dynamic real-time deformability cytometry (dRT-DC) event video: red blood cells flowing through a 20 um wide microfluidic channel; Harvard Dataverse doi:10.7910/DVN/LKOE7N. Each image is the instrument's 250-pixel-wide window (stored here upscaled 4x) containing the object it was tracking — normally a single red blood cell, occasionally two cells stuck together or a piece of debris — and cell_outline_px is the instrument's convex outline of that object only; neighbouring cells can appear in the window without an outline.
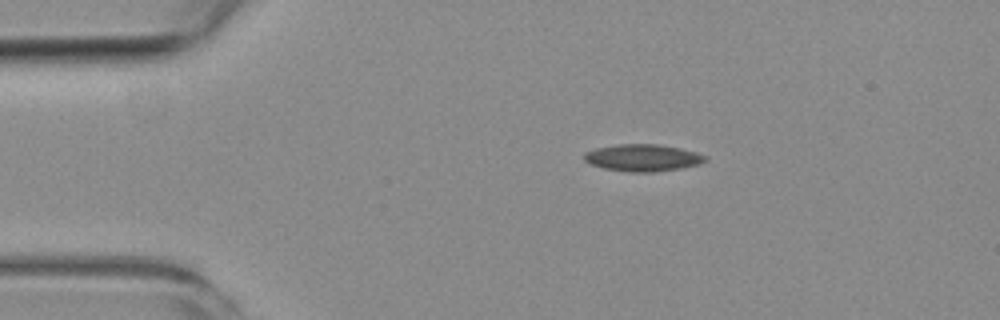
{"species": "common noctule bat (a hibernating species)", "species_latin": "Nyctalus noctula", "temperature_condition": "room temperature", "stored_images_in_passage": 6, "camera_frame_rate_fps": 3000, "um_per_image_px": 0.085, "animal": {"sex": "female", "body_mass_g": 19.3, "forearm_length_mm": 54.1}, "frame": {"image": 1, "passage_image": 2, "time_ms": 1.333, "image_size_px": [1000, 320], "cell_outline_px": [[708, 160], [700, 164], [680, 168], [652, 172], [628, 172], [604, 168], [592, 164], [584, 160], [584, 152], [596, 148], [620, 144], [660, 144], [680, 148], [696, 152], [708, 156]], "centroid_in_image_um": [54.67, 13.4], "position_along_channel_um": 30.3, "area_um2": 19.07}}
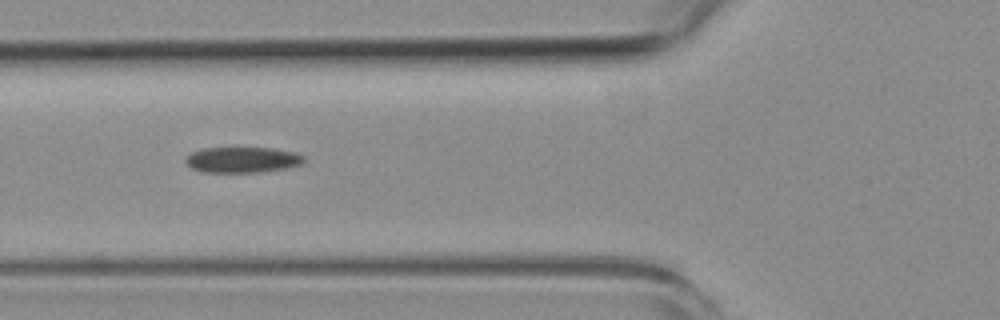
{"frame": {"image": 2, "passage_image": 5, "time_ms": 4.667, "image_size_px": [1000, 320], "cell_outline_px": [[304, 160], [300, 164], [288, 168], [260, 172], [200, 172], [192, 168], [184, 160], [192, 152], [200, 148], [272, 148], [292, 152], [304, 156]], "centroid_in_image_um": [20.58, 13.58], "position_along_channel_um": 105.2, "area_um2": 17.63}}
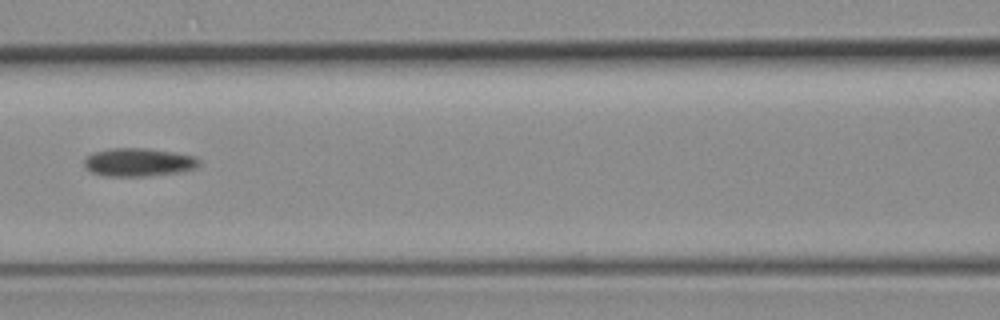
{"frame": {"image": 3, "passage_image": 6, "time_ms": 6.0, "image_size_px": [1000, 320], "cell_outline_px": [[200, 164], [196, 168], [180, 172], [148, 176], [104, 176], [92, 172], [84, 168], [84, 160], [92, 152], [112, 148], [148, 148], [196, 156], [200, 160]], "centroid_in_image_um": [11.78, 13.79], "position_along_channel_um": 154.8, "area_um2": 19.07}}